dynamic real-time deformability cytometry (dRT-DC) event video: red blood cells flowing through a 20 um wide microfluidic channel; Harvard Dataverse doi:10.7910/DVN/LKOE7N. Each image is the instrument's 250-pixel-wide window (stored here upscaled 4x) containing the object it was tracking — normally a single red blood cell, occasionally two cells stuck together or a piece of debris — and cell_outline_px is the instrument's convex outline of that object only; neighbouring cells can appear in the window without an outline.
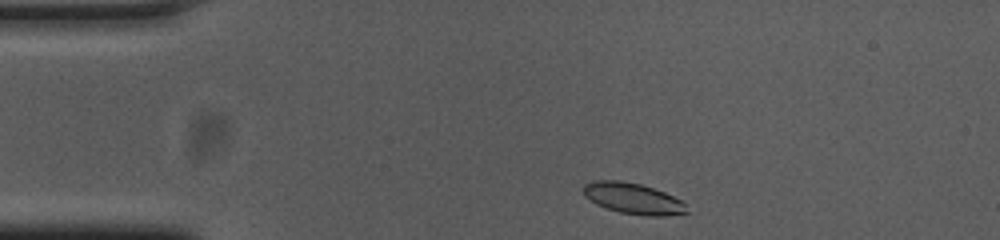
{"species": "common noctule bat (a hibernating species)", "species_latin": "Nyctalus noctula", "temperature_condition": "cold", "stored_images_in_passage": 42, "camera_frame_rate_fps": 3000, "um_per_image_px": 0.085, "animal": {"sex": "female", "body_mass_g": 23.0, "forearm_length_mm": 53.4}, "frame": {"image": 1, "passage_image": 1, "time_ms": 0.0, "image_size_px": [1000, 240], "cell_outline_px": [[688, 212], [664, 216], [644, 216], [620, 212], [596, 204], [584, 196], [584, 184], [592, 180], [620, 180], [640, 184], [664, 192], [680, 200], [684, 204]], "centroid_in_image_um": [53.77, 16.86], "position_along_channel_um": 31.2, "area_um2": 18.5}}
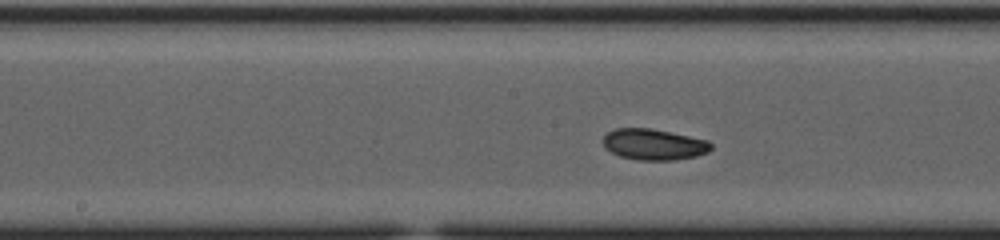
{"frame": {"image": 2, "passage_image": 18, "time_ms": 5.667, "image_size_px": [1000, 240], "cell_outline_px": [[712, 148], [708, 152], [696, 156], [676, 160], [640, 160], [620, 156], [604, 148], [604, 136], [608, 132], [616, 128], [652, 128], [708, 140], [712, 144]], "centroid_in_image_um": [55.59, 12.27], "position_along_channel_um": 192.6, "area_um2": 19.54}}
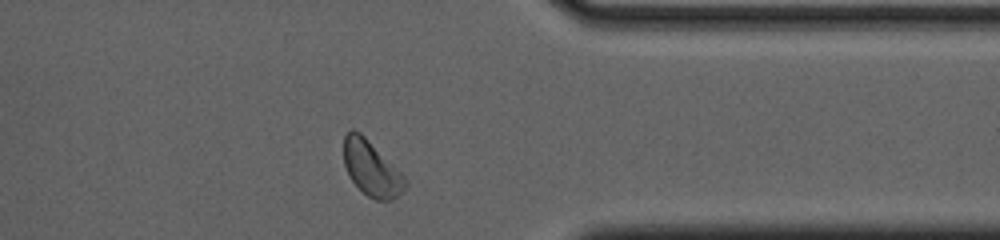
{"frame": {"image": 3, "passage_image": 34, "time_ms": 11.0, "image_size_px": [1000, 240], "cell_outline_px": [[408, 184], [404, 192], [392, 200], [376, 200], [368, 196], [352, 180], [344, 164], [344, 136], [352, 128], [360, 132], [408, 180]], "centroid_in_image_um": [31.6, 14.34], "position_along_channel_um": 379.8, "area_um2": 19.42}, "authors_computed_cell_mechanics": {"area_um2": 19.4208, "velocity_mm_per_s": 3.7051, "shape_relaxation_time_tau1_ms": 1.6182, "shape_relaxation_time_tau2_ms": null, "deformation_change_tau1": 0.0773, "deformation_change_tau2": null}}